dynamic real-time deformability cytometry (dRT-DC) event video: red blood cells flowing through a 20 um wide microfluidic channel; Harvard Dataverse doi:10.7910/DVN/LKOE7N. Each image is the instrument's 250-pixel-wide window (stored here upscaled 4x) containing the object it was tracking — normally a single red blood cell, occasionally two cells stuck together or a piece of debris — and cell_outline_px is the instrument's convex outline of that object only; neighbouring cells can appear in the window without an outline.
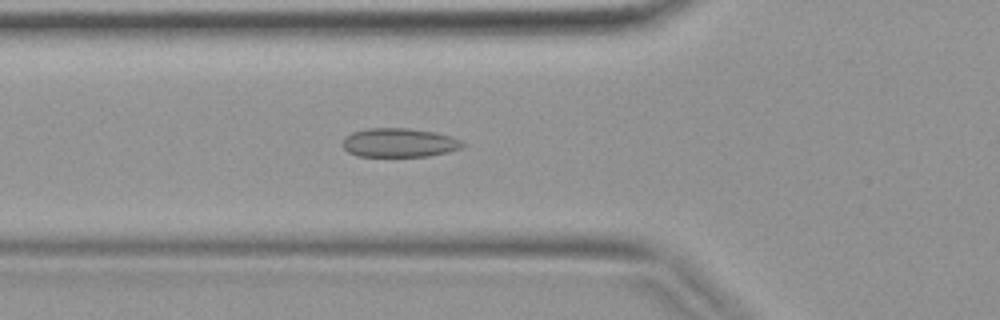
{"species": "common noctule bat (a hibernating species)", "species_latin": "Nyctalus noctula", "temperature_condition": "warm", "stored_images_in_passage": 38, "camera_frame_rate_fps": 3000, "um_per_image_px": 0.085, "animal": {"sex": "female", "body_mass_g": 19.9}, "frame": {"image": 1, "passage_image": 12, "time_ms": 3.667, "image_size_px": [1000, 320], "cell_outline_px": [[464, 144], [460, 148], [448, 152], [428, 156], [356, 156], [348, 152], [340, 144], [344, 136], [352, 132], [368, 128], [408, 128], [432, 132], [452, 136], [460, 140]], "centroid_in_image_um": [33.87, 12.13], "position_along_channel_um": 91.9, "area_um2": 20.29}}
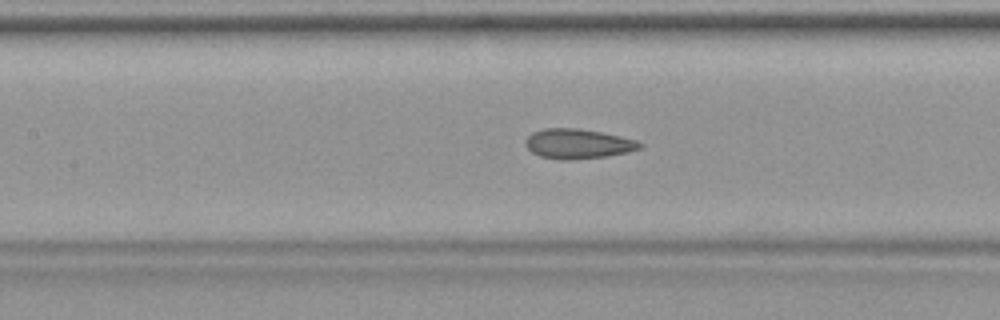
{"frame": {"image": 2, "passage_image": 16, "time_ms": 5.0, "image_size_px": [1000, 320], "cell_outline_px": [[644, 144], [640, 148], [628, 152], [608, 156], [572, 160], [560, 160], [540, 156], [532, 152], [524, 144], [524, 140], [532, 132], [544, 128], [580, 128], [620, 136], [636, 140]], "centroid_in_image_um": [49.11, 12.22], "position_along_channel_um": 158.3, "area_um2": 20.0}}
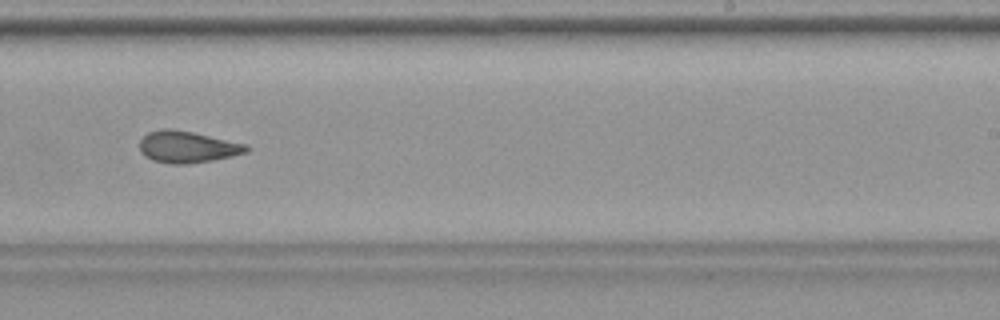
{"frame": {"image": 3, "passage_image": 23, "time_ms": 7.333, "image_size_px": [1000, 320], "cell_outline_px": [[252, 148], [248, 152], [212, 160], [188, 164], [172, 164], [152, 160], [144, 156], [140, 152], [140, 140], [148, 132], [160, 128], [168, 128], [192, 132], [248, 144]], "centroid_in_image_um": [15.93, 12.48], "position_along_channel_um": 273.1, "area_um2": 19.83}}